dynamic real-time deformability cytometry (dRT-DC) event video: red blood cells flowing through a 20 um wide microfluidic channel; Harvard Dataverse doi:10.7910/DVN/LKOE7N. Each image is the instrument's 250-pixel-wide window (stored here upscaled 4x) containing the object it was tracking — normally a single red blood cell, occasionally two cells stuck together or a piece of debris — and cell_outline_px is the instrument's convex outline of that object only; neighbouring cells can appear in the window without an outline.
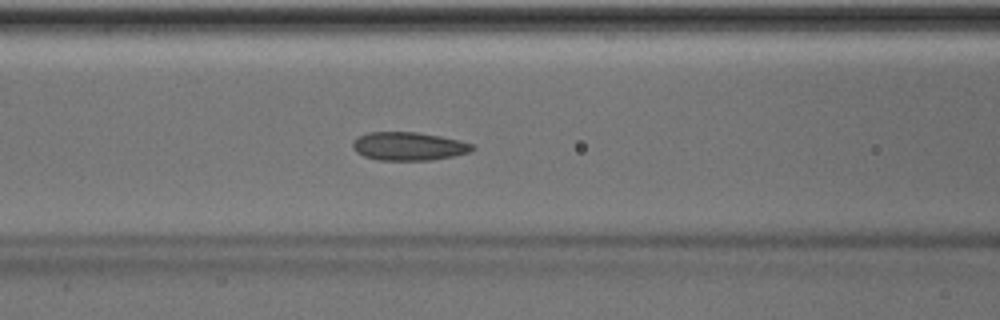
{"species": "Egyptian fruit bat (a non-hibernating species)", "species_latin": "Rousettus aegyptiacus", "temperature_condition": "room temperature", "stored_images_in_passage": 50, "camera_frame_rate_fps": 3000, "um_per_image_px": 0.085, "animal": {"sex": "male"}, "frame": {"image": 1, "passage_image": 21, "time_ms": 6.667, "image_size_px": [1000, 320], "cell_outline_px": [[476, 148], [468, 152], [452, 156], [432, 160], [376, 160], [364, 156], [356, 152], [352, 148], [352, 144], [356, 136], [368, 132], [416, 132], [440, 136], [460, 140], [476, 144]], "centroid_in_image_um": [34.72, 12.43], "position_along_channel_um": 131.9, "area_um2": 19.94}}
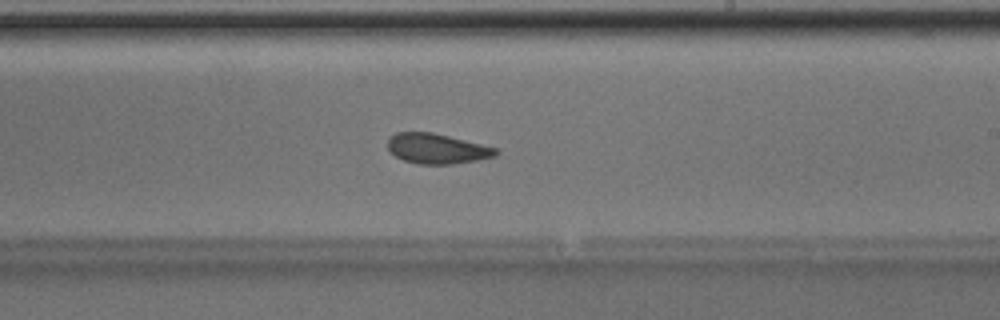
{"frame": {"image": 2, "passage_image": 30, "time_ms": 9.667, "image_size_px": [1000, 320], "cell_outline_px": [[500, 152], [496, 156], [476, 160], [452, 164], [420, 164], [404, 160], [396, 156], [388, 148], [388, 136], [396, 132], [432, 132], [496, 148]], "centroid_in_image_um": [37.12, 12.63], "position_along_channel_um": 251.9, "area_um2": 18.79}}
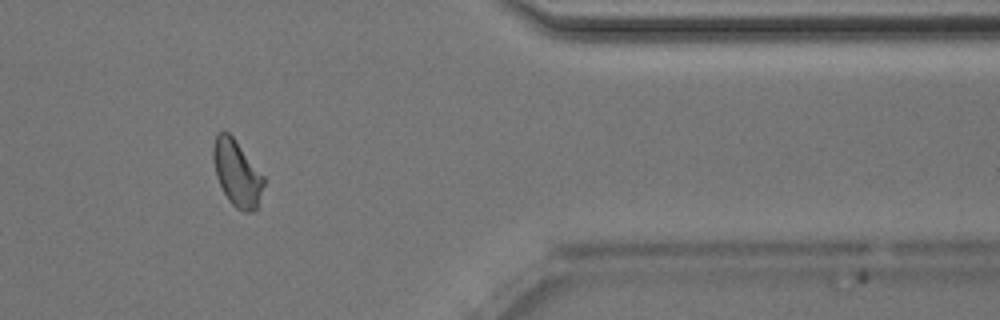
{"frame": {"image": 3, "passage_image": 42, "time_ms": 13.667, "image_size_px": [1000, 320], "cell_outline_px": [[264, 184], [256, 212], [244, 212], [236, 208], [228, 200], [216, 176], [212, 160], [212, 144], [216, 136], [220, 132], [228, 132], [232, 136], [264, 176]], "centroid_in_image_um": [20.13, 14.74], "position_along_channel_um": 391.3, "area_um2": 19.42}, "authors_computed_cell_mechanics": {"area_um2": 19.7676, "velocity_mm_per_s": 4.0126, "shape_relaxation_time_tau1_ms": 7.6437, "shape_relaxation_time_tau2_ms": 2.0728, "deformation_change_tau1": 0.13, "deformation_change_tau2": 0.0801}}